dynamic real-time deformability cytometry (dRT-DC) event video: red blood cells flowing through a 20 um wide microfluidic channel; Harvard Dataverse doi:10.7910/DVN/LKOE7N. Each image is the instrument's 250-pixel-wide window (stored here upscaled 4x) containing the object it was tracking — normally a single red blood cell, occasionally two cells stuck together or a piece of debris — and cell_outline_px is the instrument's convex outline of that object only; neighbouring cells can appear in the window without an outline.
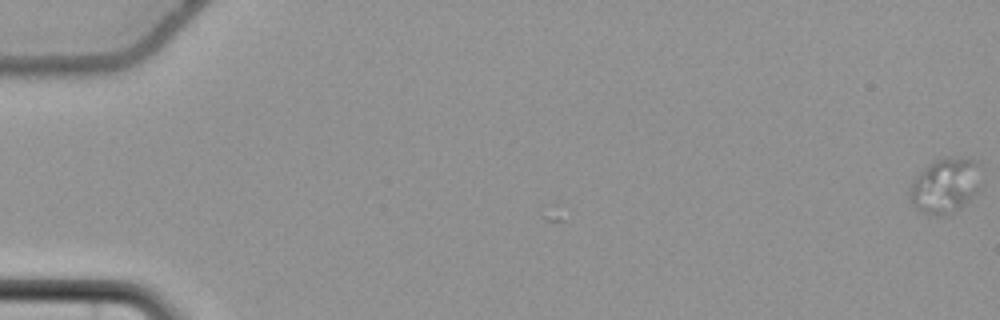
{"species": "common noctule bat (a hibernating species)", "species_latin": "Nyctalus noctula", "temperature_condition": "cold", "stored_images_in_passage": 8, "camera_frame_rate_fps": 3000, "um_per_image_px": 0.085, "animal": {"sex": "female", "body_mass_g": 22.7, "forearm_length_mm": 54.2}, "frame": {"image": 1, "passage_image": 1, "time_ms": 0.0, "image_size_px": [1000, 320], "cell_outline_px": [[980, 188], [960, 208], [948, 216], [936, 216], [920, 212], [912, 204], [908, 196], [908, 188], [916, 176], [928, 164], [944, 156], [960, 156], [980, 160]], "centroid_in_image_um": [80.35, 15.75], "position_along_channel_um": 4.7, "area_um2": 23.64}}